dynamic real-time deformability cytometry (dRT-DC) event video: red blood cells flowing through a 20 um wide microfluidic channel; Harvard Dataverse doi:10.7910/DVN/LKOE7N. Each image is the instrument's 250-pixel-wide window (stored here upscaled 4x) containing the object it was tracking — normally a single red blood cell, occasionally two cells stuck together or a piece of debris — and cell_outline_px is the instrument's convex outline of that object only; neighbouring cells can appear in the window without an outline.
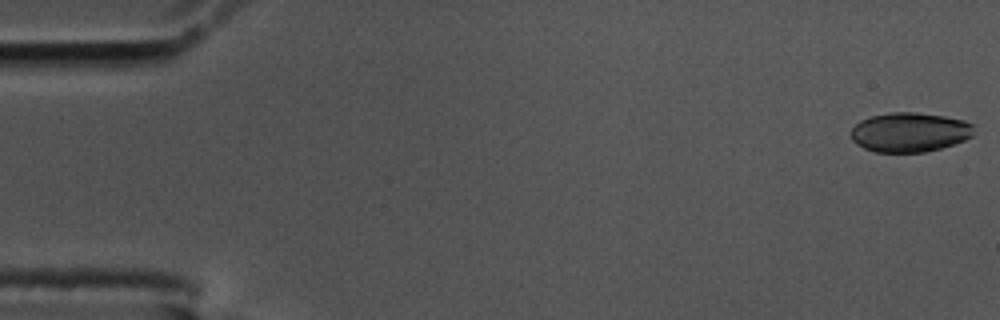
{"species": "common noctule bat (a hibernating species)", "species_latin": "Nyctalus noctula", "temperature_condition": "cold", "stored_images_in_passage": 58, "camera_frame_rate_fps": 3000, "um_per_image_px": 0.085, "animal": {"sex": "male", "body_mass_g": 17.5, "forearm_length_mm": 52.3}, "frame": {"image": 1, "passage_image": 1, "time_ms": 0.0, "image_size_px": [1000, 320], "cell_outline_px": [[976, 124], [972, 136], [964, 140], [940, 148], [924, 152], [876, 152], [864, 148], [856, 144], [852, 140], [852, 128], [860, 120], [872, 116], [892, 112], [916, 112], [944, 116], [964, 120]], "centroid_in_image_um": [77.34, 11.23], "position_along_channel_um": 7.7, "area_um2": 28.32}}
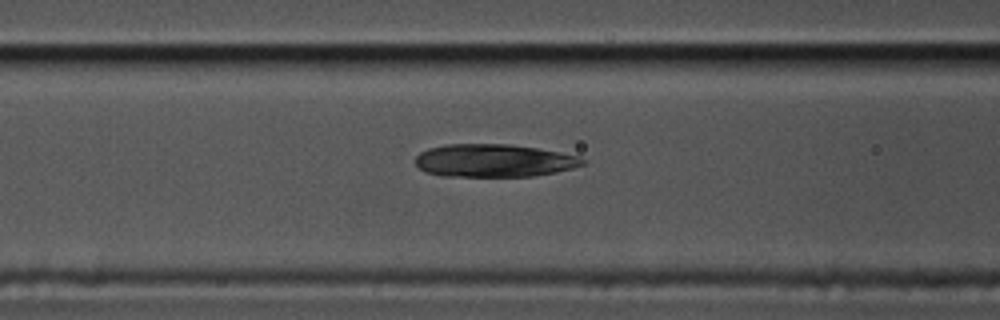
{"frame": {"image": 2, "passage_image": 23, "time_ms": 7.333, "image_size_px": [1000, 320], "cell_outline_px": [[588, 160], [584, 164], [572, 168], [556, 172], [532, 176], [440, 176], [424, 172], [416, 164], [416, 156], [420, 152], [428, 148], [448, 144], [508, 144], [536, 148], [580, 156]], "centroid_in_image_um": [41.98, 13.65], "position_along_channel_um": 124.6, "area_um2": 32.08}}
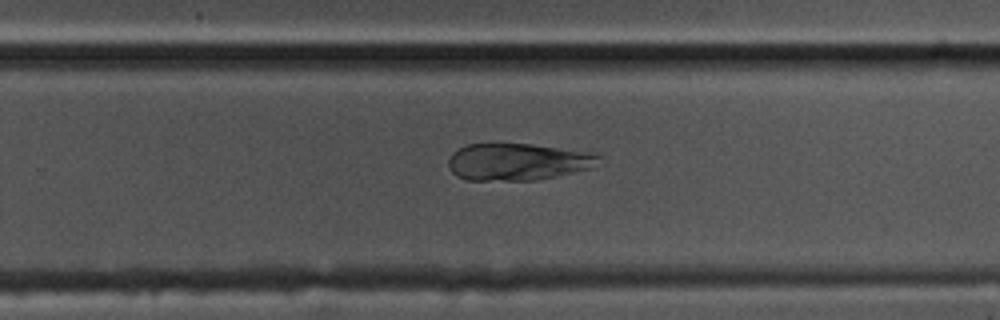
{"frame": {"image": 3, "passage_image": 37, "time_ms": 12.0, "image_size_px": [1000, 320], "cell_outline_px": [[604, 164], [556, 176], [536, 180], [468, 180], [456, 176], [448, 168], [448, 160], [452, 152], [468, 144], [532, 144], [596, 152], [600, 156]], "centroid_in_image_um": [44.05, 13.75], "position_along_channel_um": 285.7, "area_um2": 32.77}}